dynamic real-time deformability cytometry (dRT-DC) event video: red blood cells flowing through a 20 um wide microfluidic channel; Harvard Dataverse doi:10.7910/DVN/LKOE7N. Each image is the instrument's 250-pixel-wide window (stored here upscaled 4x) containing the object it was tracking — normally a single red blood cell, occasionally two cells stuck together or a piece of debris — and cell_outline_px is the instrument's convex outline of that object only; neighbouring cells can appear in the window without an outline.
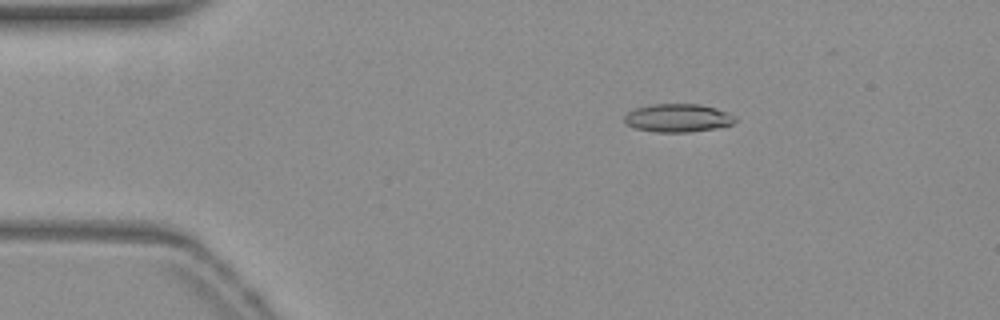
{"species": "common noctule bat (a hibernating species)", "species_latin": "Nyctalus noctula", "temperature_condition": "warm", "stored_images_in_passage": 49, "camera_frame_rate_fps": 3000, "um_per_image_px": 0.085, "animal": {"sex": "female", "body_mass_g": 19.3, "forearm_length_mm": 54.1}, "frame": {"image": 1, "passage_image": 5, "time_ms": 1.333, "image_size_px": [1000, 320], "cell_outline_px": [[736, 120], [732, 124], [716, 128], [688, 132], [656, 132], [636, 128], [628, 124], [624, 120], [624, 116], [628, 112], [636, 108], [652, 104], [700, 104], [716, 108], [728, 112], [736, 116]], "centroid_in_image_um": [57.65, 10.02], "position_along_channel_um": 27.4, "area_um2": 18.15}}
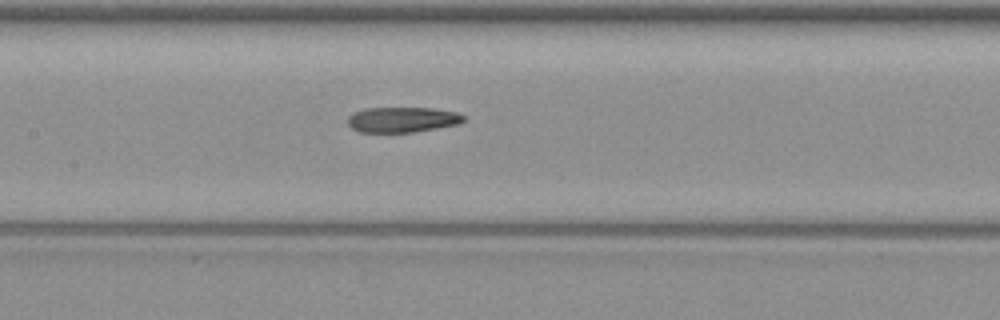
{"frame": {"image": 2, "passage_image": 21, "time_ms": 6.667, "image_size_px": [1000, 320], "cell_outline_px": [[464, 120], [460, 124], [412, 132], [360, 132], [352, 128], [348, 124], [348, 116], [352, 112], [364, 108], [432, 108], [456, 112], [464, 116]], "centroid_in_image_um": [34.17, 10.16], "position_along_channel_um": 173.2, "area_um2": 17.11}}
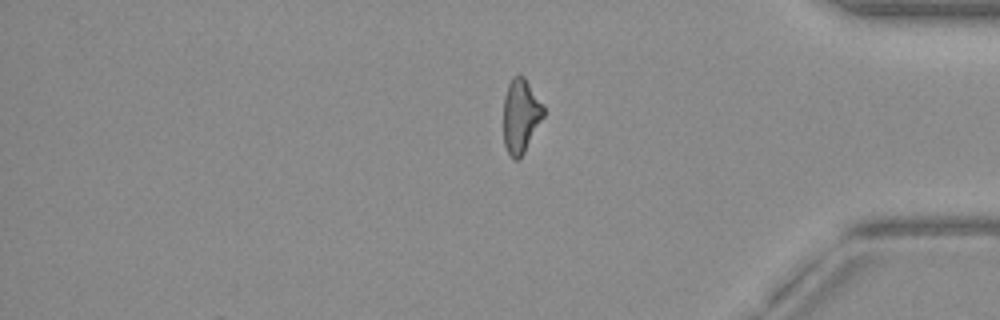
{"frame": {"image": 3, "passage_image": 40, "time_ms": 13.0, "image_size_px": [1000, 320], "cell_outline_px": [[544, 116], [524, 152], [516, 160], [512, 160], [504, 144], [504, 96], [508, 84], [512, 76], [524, 76], [544, 104]], "centroid_in_image_um": [44.27, 9.82], "position_along_channel_um": 390.9, "area_um2": 17.28}, "authors_computed_cell_mechanics": {"area_um2": 18.0336, "velocity_mm_per_s": 3.8495, "shape_relaxation_time_tau1_ms": null, "shape_relaxation_time_tau2_ms": 7.9188, "deformation_change_tau1": null, "deformation_change_tau2": 0.2194}}